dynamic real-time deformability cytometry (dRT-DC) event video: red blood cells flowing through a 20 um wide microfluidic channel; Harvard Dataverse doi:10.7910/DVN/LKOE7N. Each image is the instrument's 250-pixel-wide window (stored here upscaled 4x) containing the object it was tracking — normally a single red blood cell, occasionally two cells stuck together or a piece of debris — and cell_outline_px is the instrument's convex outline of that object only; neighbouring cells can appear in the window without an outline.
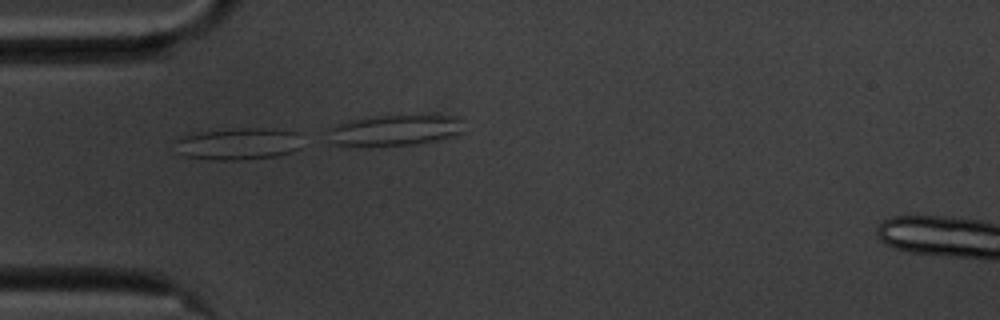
{"species": "common noctule bat (a hibernating species)", "species_latin": "Nyctalus noctula", "temperature_condition": "cold", "stored_images_in_passage": 9, "segment_of_instrument_passage": [1, 2], "camera_frame_rate_fps": 3000, "um_per_image_px": 0.085, "animal": {"sex": "male", "body_mass_g": 20.1, "forearm_length_mm": 53.5}, "frame": {"image": 1, "passage_image": 6, "time_ms": 1.667, "image_size_px": [1000, 320], "cell_outline_px": [[300, 148], [292, 152], [276, 156], [236, 160], [216, 160], [184, 156], [180, 152], [176, 140], [184, 136], [196, 132], [244, 128], [264, 128], [296, 132]], "centroid_in_image_um": [20.26, 12.23], "position_along_channel_um": 64.7, "area_um2": 23.18}}